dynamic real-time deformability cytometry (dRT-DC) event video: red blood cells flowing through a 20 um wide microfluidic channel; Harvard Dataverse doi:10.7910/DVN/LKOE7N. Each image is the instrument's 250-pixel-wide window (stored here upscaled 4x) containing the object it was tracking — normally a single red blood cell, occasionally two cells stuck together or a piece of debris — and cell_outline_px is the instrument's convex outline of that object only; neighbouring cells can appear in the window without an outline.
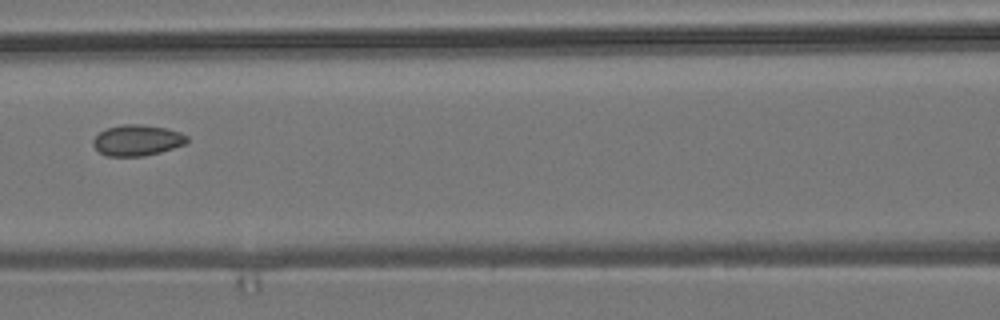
{"species": "common noctule bat (a hibernating species)", "species_latin": "Nyctalus noctula", "temperature_condition": "room temperature", "stored_images_in_passage": 9, "camera_frame_rate_fps": 3000, "um_per_image_px": 0.085, "animal": {"sex": "male", "body_mass_g": 19.2, "forearm_length_mm": 51.8}, "frame": {"image": 1, "passage_image": 6, "time_ms": 6.667, "image_size_px": [1000, 320], "cell_outline_px": [[188, 140], [184, 144], [160, 152], [144, 156], [108, 156], [100, 152], [92, 144], [92, 140], [100, 132], [108, 128], [124, 124], [144, 124], [168, 128], [180, 132], [188, 136]], "centroid_in_image_um": [11.67, 11.91], "position_along_channel_um": 154.9, "area_um2": 16.88}}
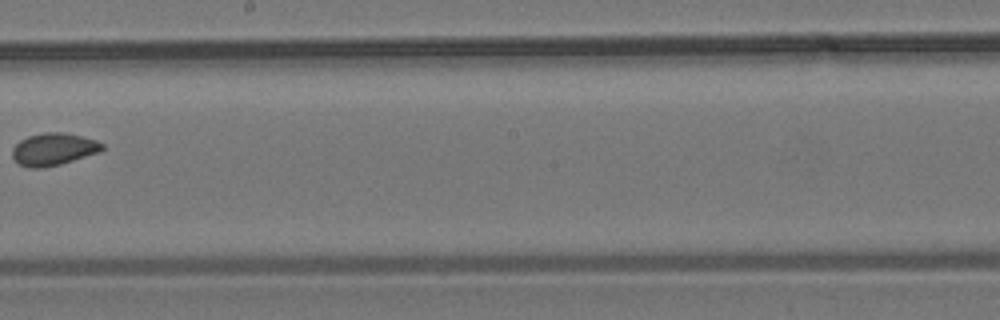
{"frame": {"image": 2, "passage_image": 8, "time_ms": 9.0, "image_size_px": [1000, 320], "cell_outline_px": [[104, 148], [100, 152], [60, 164], [40, 168], [28, 168], [20, 164], [12, 156], [12, 148], [20, 140], [28, 136], [44, 132], [64, 132], [96, 140], [104, 144]], "centroid_in_image_um": [4.55, 12.68], "position_along_channel_um": 243.7, "area_um2": 16.88}}
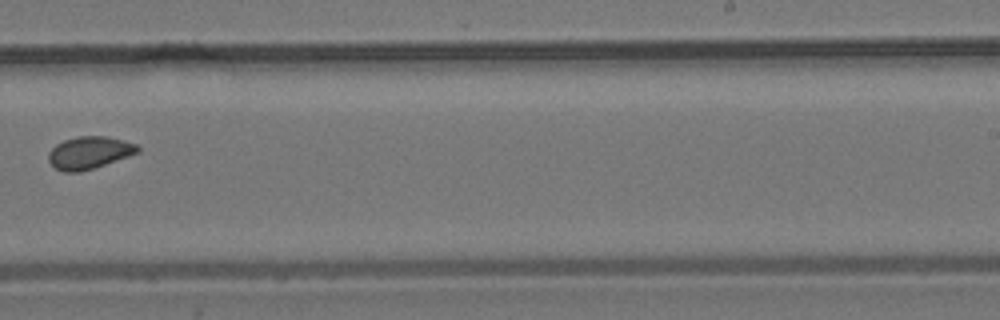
{"frame": {"image": 3, "passage_image": 9, "time_ms": 10.0, "image_size_px": [1000, 320], "cell_outline_px": [[140, 152], [80, 172], [64, 172], [56, 168], [48, 160], [48, 152], [56, 144], [64, 140], [76, 136], [108, 136], [124, 140], [136, 144], [140, 148]], "centroid_in_image_um": [7.58, 12.96], "position_along_channel_um": 281.4, "area_um2": 16.76}}